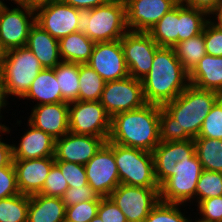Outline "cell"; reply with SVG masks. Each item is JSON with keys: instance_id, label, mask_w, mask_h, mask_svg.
Returning <instances> with one entry per match:
<instances>
[{"instance_id": "cell-1", "label": "cell", "mask_w": 222, "mask_h": 222, "mask_svg": "<svg viewBox=\"0 0 222 222\" xmlns=\"http://www.w3.org/2000/svg\"><path fill=\"white\" fill-rule=\"evenodd\" d=\"M220 97L217 92L189 84L173 101L161 106L160 141H185L198 137L205 118Z\"/></svg>"}, {"instance_id": "cell-2", "label": "cell", "mask_w": 222, "mask_h": 222, "mask_svg": "<svg viewBox=\"0 0 222 222\" xmlns=\"http://www.w3.org/2000/svg\"><path fill=\"white\" fill-rule=\"evenodd\" d=\"M160 109V105L147 103L141 108L114 115L108 141L152 153L161 142Z\"/></svg>"}, {"instance_id": "cell-3", "label": "cell", "mask_w": 222, "mask_h": 222, "mask_svg": "<svg viewBox=\"0 0 222 222\" xmlns=\"http://www.w3.org/2000/svg\"><path fill=\"white\" fill-rule=\"evenodd\" d=\"M147 103L163 106L189 85V73L176 57L173 47H159L149 73L141 80Z\"/></svg>"}, {"instance_id": "cell-4", "label": "cell", "mask_w": 222, "mask_h": 222, "mask_svg": "<svg viewBox=\"0 0 222 222\" xmlns=\"http://www.w3.org/2000/svg\"><path fill=\"white\" fill-rule=\"evenodd\" d=\"M77 27L95 43L120 40L129 31L125 1L112 0L90 10L78 9Z\"/></svg>"}, {"instance_id": "cell-5", "label": "cell", "mask_w": 222, "mask_h": 222, "mask_svg": "<svg viewBox=\"0 0 222 222\" xmlns=\"http://www.w3.org/2000/svg\"><path fill=\"white\" fill-rule=\"evenodd\" d=\"M0 68L7 96L21 99L43 69L38 58L26 46L5 52Z\"/></svg>"}, {"instance_id": "cell-6", "label": "cell", "mask_w": 222, "mask_h": 222, "mask_svg": "<svg viewBox=\"0 0 222 222\" xmlns=\"http://www.w3.org/2000/svg\"><path fill=\"white\" fill-rule=\"evenodd\" d=\"M114 158L120 184L138 187H159L154 174L153 154L114 143Z\"/></svg>"}, {"instance_id": "cell-7", "label": "cell", "mask_w": 222, "mask_h": 222, "mask_svg": "<svg viewBox=\"0 0 222 222\" xmlns=\"http://www.w3.org/2000/svg\"><path fill=\"white\" fill-rule=\"evenodd\" d=\"M111 130V117L100 101L69 103V132L77 135L102 137L106 141Z\"/></svg>"}, {"instance_id": "cell-8", "label": "cell", "mask_w": 222, "mask_h": 222, "mask_svg": "<svg viewBox=\"0 0 222 222\" xmlns=\"http://www.w3.org/2000/svg\"><path fill=\"white\" fill-rule=\"evenodd\" d=\"M0 7V45L5 52L26 46L31 27L36 22L35 10L18 3Z\"/></svg>"}, {"instance_id": "cell-9", "label": "cell", "mask_w": 222, "mask_h": 222, "mask_svg": "<svg viewBox=\"0 0 222 222\" xmlns=\"http://www.w3.org/2000/svg\"><path fill=\"white\" fill-rule=\"evenodd\" d=\"M100 103L111 118L118 113L143 107L147 102L142 81L129 75L123 79L106 82Z\"/></svg>"}, {"instance_id": "cell-10", "label": "cell", "mask_w": 222, "mask_h": 222, "mask_svg": "<svg viewBox=\"0 0 222 222\" xmlns=\"http://www.w3.org/2000/svg\"><path fill=\"white\" fill-rule=\"evenodd\" d=\"M124 213L127 222H144L159 202V187L119 184L109 196Z\"/></svg>"}, {"instance_id": "cell-11", "label": "cell", "mask_w": 222, "mask_h": 222, "mask_svg": "<svg viewBox=\"0 0 222 222\" xmlns=\"http://www.w3.org/2000/svg\"><path fill=\"white\" fill-rule=\"evenodd\" d=\"M88 184L100 197H109L120 184L114 158V143L108 140L85 165Z\"/></svg>"}, {"instance_id": "cell-12", "label": "cell", "mask_w": 222, "mask_h": 222, "mask_svg": "<svg viewBox=\"0 0 222 222\" xmlns=\"http://www.w3.org/2000/svg\"><path fill=\"white\" fill-rule=\"evenodd\" d=\"M129 75L142 80L150 71L160 47L148 32L128 31L120 39Z\"/></svg>"}, {"instance_id": "cell-13", "label": "cell", "mask_w": 222, "mask_h": 222, "mask_svg": "<svg viewBox=\"0 0 222 222\" xmlns=\"http://www.w3.org/2000/svg\"><path fill=\"white\" fill-rule=\"evenodd\" d=\"M202 171V164L195 154L187 165L159 186L160 201L181 204L182 206L193 202L192 200L195 201L196 185Z\"/></svg>"}, {"instance_id": "cell-14", "label": "cell", "mask_w": 222, "mask_h": 222, "mask_svg": "<svg viewBox=\"0 0 222 222\" xmlns=\"http://www.w3.org/2000/svg\"><path fill=\"white\" fill-rule=\"evenodd\" d=\"M154 174L160 186L166 179L189 163L196 154L194 139L175 142H160L152 151Z\"/></svg>"}, {"instance_id": "cell-15", "label": "cell", "mask_w": 222, "mask_h": 222, "mask_svg": "<svg viewBox=\"0 0 222 222\" xmlns=\"http://www.w3.org/2000/svg\"><path fill=\"white\" fill-rule=\"evenodd\" d=\"M87 64L94 69L105 82L119 80L129 76L120 40L95 43Z\"/></svg>"}, {"instance_id": "cell-16", "label": "cell", "mask_w": 222, "mask_h": 222, "mask_svg": "<svg viewBox=\"0 0 222 222\" xmlns=\"http://www.w3.org/2000/svg\"><path fill=\"white\" fill-rule=\"evenodd\" d=\"M36 23L54 38L60 39L78 31V9L61 1L35 10Z\"/></svg>"}, {"instance_id": "cell-17", "label": "cell", "mask_w": 222, "mask_h": 222, "mask_svg": "<svg viewBox=\"0 0 222 222\" xmlns=\"http://www.w3.org/2000/svg\"><path fill=\"white\" fill-rule=\"evenodd\" d=\"M127 27L133 32H148L167 12L173 9L176 0H124Z\"/></svg>"}, {"instance_id": "cell-18", "label": "cell", "mask_w": 222, "mask_h": 222, "mask_svg": "<svg viewBox=\"0 0 222 222\" xmlns=\"http://www.w3.org/2000/svg\"><path fill=\"white\" fill-rule=\"evenodd\" d=\"M105 142L102 137L68 132L55 140L54 159L85 165Z\"/></svg>"}, {"instance_id": "cell-19", "label": "cell", "mask_w": 222, "mask_h": 222, "mask_svg": "<svg viewBox=\"0 0 222 222\" xmlns=\"http://www.w3.org/2000/svg\"><path fill=\"white\" fill-rule=\"evenodd\" d=\"M17 179V186L20 194H39L43 188L45 180L55 164L54 157H44L29 160L12 161Z\"/></svg>"}, {"instance_id": "cell-20", "label": "cell", "mask_w": 222, "mask_h": 222, "mask_svg": "<svg viewBox=\"0 0 222 222\" xmlns=\"http://www.w3.org/2000/svg\"><path fill=\"white\" fill-rule=\"evenodd\" d=\"M31 111L28 122L54 139L69 132L68 102L35 105Z\"/></svg>"}, {"instance_id": "cell-21", "label": "cell", "mask_w": 222, "mask_h": 222, "mask_svg": "<svg viewBox=\"0 0 222 222\" xmlns=\"http://www.w3.org/2000/svg\"><path fill=\"white\" fill-rule=\"evenodd\" d=\"M29 128L22 135L20 143L12 144L13 160H29L54 157L55 140L51 135L35 128L28 122Z\"/></svg>"}, {"instance_id": "cell-22", "label": "cell", "mask_w": 222, "mask_h": 222, "mask_svg": "<svg viewBox=\"0 0 222 222\" xmlns=\"http://www.w3.org/2000/svg\"><path fill=\"white\" fill-rule=\"evenodd\" d=\"M26 47L38 58L43 68H55L62 61L58 39L36 22L30 29Z\"/></svg>"}, {"instance_id": "cell-23", "label": "cell", "mask_w": 222, "mask_h": 222, "mask_svg": "<svg viewBox=\"0 0 222 222\" xmlns=\"http://www.w3.org/2000/svg\"><path fill=\"white\" fill-rule=\"evenodd\" d=\"M189 84L222 96V56L206 54L189 73Z\"/></svg>"}, {"instance_id": "cell-24", "label": "cell", "mask_w": 222, "mask_h": 222, "mask_svg": "<svg viewBox=\"0 0 222 222\" xmlns=\"http://www.w3.org/2000/svg\"><path fill=\"white\" fill-rule=\"evenodd\" d=\"M66 206L61 197L29 196L27 222H64Z\"/></svg>"}, {"instance_id": "cell-25", "label": "cell", "mask_w": 222, "mask_h": 222, "mask_svg": "<svg viewBox=\"0 0 222 222\" xmlns=\"http://www.w3.org/2000/svg\"><path fill=\"white\" fill-rule=\"evenodd\" d=\"M22 98L39 101L36 105L63 102L54 68H43Z\"/></svg>"}, {"instance_id": "cell-26", "label": "cell", "mask_w": 222, "mask_h": 222, "mask_svg": "<svg viewBox=\"0 0 222 222\" xmlns=\"http://www.w3.org/2000/svg\"><path fill=\"white\" fill-rule=\"evenodd\" d=\"M60 58L64 62L85 64L90 60L95 42L79 31L59 40Z\"/></svg>"}, {"instance_id": "cell-27", "label": "cell", "mask_w": 222, "mask_h": 222, "mask_svg": "<svg viewBox=\"0 0 222 222\" xmlns=\"http://www.w3.org/2000/svg\"><path fill=\"white\" fill-rule=\"evenodd\" d=\"M178 32L179 3L148 31L160 47H174L178 43Z\"/></svg>"}, {"instance_id": "cell-28", "label": "cell", "mask_w": 222, "mask_h": 222, "mask_svg": "<svg viewBox=\"0 0 222 222\" xmlns=\"http://www.w3.org/2000/svg\"><path fill=\"white\" fill-rule=\"evenodd\" d=\"M208 17L210 16L203 10L179 3L178 43L202 33Z\"/></svg>"}, {"instance_id": "cell-29", "label": "cell", "mask_w": 222, "mask_h": 222, "mask_svg": "<svg viewBox=\"0 0 222 222\" xmlns=\"http://www.w3.org/2000/svg\"><path fill=\"white\" fill-rule=\"evenodd\" d=\"M54 70L63 102L78 101L79 63L61 61Z\"/></svg>"}, {"instance_id": "cell-30", "label": "cell", "mask_w": 222, "mask_h": 222, "mask_svg": "<svg viewBox=\"0 0 222 222\" xmlns=\"http://www.w3.org/2000/svg\"><path fill=\"white\" fill-rule=\"evenodd\" d=\"M173 48L175 50L176 57L184 69L190 73L199 61L207 54L204 41V29L199 35L183 40L177 43Z\"/></svg>"}, {"instance_id": "cell-31", "label": "cell", "mask_w": 222, "mask_h": 222, "mask_svg": "<svg viewBox=\"0 0 222 222\" xmlns=\"http://www.w3.org/2000/svg\"><path fill=\"white\" fill-rule=\"evenodd\" d=\"M194 143L203 170L222 173V140L194 138Z\"/></svg>"}, {"instance_id": "cell-32", "label": "cell", "mask_w": 222, "mask_h": 222, "mask_svg": "<svg viewBox=\"0 0 222 222\" xmlns=\"http://www.w3.org/2000/svg\"><path fill=\"white\" fill-rule=\"evenodd\" d=\"M106 82L87 63L79 64V93L80 101H100Z\"/></svg>"}, {"instance_id": "cell-33", "label": "cell", "mask_w": 222, "mask_h": 222, "mask_svg": "<svg viewBox=\"0 0 222 222\" xmlns=\"http://www.w3.org/2000/svg\"><path fill=\"white\" fill-rule=\"evenodd\" d=\"M29 196L17 194L0 199V222H27Z\"/></svg>"}, {"instance_id": "cell-34", "label": "cell", "mask_w": 222, "mask_h": 222, "mask_svg": "<svg viewBox=\"0 0 222 222\" xmlns=\"http://www.w3.org/2000/svg\"><path fill=\"white\" fill-rule=\"evenodd\" d=\"M219 196H222V173L203 170L196 185V202Z\"/></svg>"}, {"instance_id": "cell-35", "label": "cell", "mask_w": 222, "mask_h": 222, "mask_svg": "<svg viewBox=\"0 0 222 222\" xmlns=\"http://www.w3.org/2000/svg\"><path fill=\"white\" fill-rule=\"evenodd\" d=\"M181 204L159 202L152 208L144 222H190L181 212Z\"/></svg>"}, {"instance_id": "cell-36", "label": "cell", "mask_w": 222, "mask_h": 222, "mask_svg": "<svg viewBox=\"0 0 222 222\" xmlns=\"http://www.w3.org/2000/svg\"><path fill=\"white\" fill-rule=\"evenodd\" d=\"M196 138L222 140V96L212 106Z\"/></svg>"}, {"instance_id": "cell-37", "label": "cell", "mask_w": 222, "mask_h": 222, "mask_svg": "<svg viewBox=\"0 0 222 222\" xmlns=\"http://www.w3.org/2000/svg\"><path fill=\"white\" fill-rule=\"evenodd\" d=\"M99 203L90 200L66 207L65 222H90L98 214Z\"/></svg>"}, {"instance_id": "cell-38", "label": "cell", "mask_w": 222, "mask_h": 222, "mask_svg": "<svg viewBox=\"0 0 222 222\" xmlns=\"http://www.w3.org/2000/svg\"><path fill=\"white\" fill-rule=\"evenodd\" d=\"M68 188V183L61 173L60 168L54 164L39 194L45 196L62 197Z\"/></svg>"}, {"instance_id": "cell-39", "label": "cell", "mask_w": 222, "mask_h": 222, "mask_svg": "<svg viewBox=\"0 0 222 222\" xmlns=\"http://www.w3.org/2000/svg\"><path fill=\"white\" fill-rule=\"evenodd\" d=\"M55 164L60 168L69 187L76 188L88 184L84 165L66 161H55Z\"/></svg>"}, {"instance_id": "cell-40", "label": "cell", "mask_w": 222, "mask_h": 222, "mask_svg": "<svg viewBox=\"0 0 222 222\" xmlns=\"http://www.w3.org/2000/svg\"><path fill=\"white\" fill-rule=\"evenodd\" d=\"M205 49L208 55L222 56V28L211 21L204 26Z\"/></svg>"}, {"instance_id": "cell-41", "label": "cell", "mask_w": 222, "mask_h": 222, "mask_svg": "<svg viewBox=\"0 0 222 222\" xmlns=\"http://www.w3.org/2000/svg\"><path fill=\"white\" fill-rule=\"evenodd\" d=\"M196 206L203 222H222V196L201 200Z\"/></svg>"}, {"instance_id": "cell-42", "label": "cell", "mask_w": 222, "mask_h": 222, "mask_svg": "<svg viewBox=\"0 0 222 222\" xmlns=\"http://www.w3.org/2000/svg\"><path fill=\"white\" fill-rule=\"evenodd\" d=\"M61 198L66 207L83 201L101 200V197L89 184L76 188L69 187Z\"/></svg>"}, {"instance_id": "cell-43", "label": "cell", "mask_w": 222, "mask_h": 222, "mask_svg": "<svg viewBox=\"0 0 222 222\" xmlns=\"http://www.w3.org/2000/svg\"><path fill=\"white\" fill-rule=\"evenodd\" d=\"M20 194L13 163L0 168V199Z\"/></svg>"}, {"instance_id": "cell-44", "label": "cell", "mask_w": 222, "mask_h": 222, "mask_svg": "<svg viewBox=\"0 0 222 222\" xmlns=\"http://www.w3.org/2000/svg\"><path fill=\"white\" fill-rule=\"evenodd\" d=\"M98 215L103 222H127L124 213L110 197H101Z\"/></svg>"}, {"instance_id": "cell-45", "label": "cell", "mask_w": 222, "mask_h": 222, "mask_svg": "<svg viewBox=\"0 0 222 222\" xmlns=\"http://www.w3.org/2000/svg\"><path fill=\"white\" fill-rule=\"evenodd\" d=\"M11 128L7 126H2L0 128V168L8 166L12 161V144H8L6 142L2 141V133L6 135L5 133H10Z\"/></svg>"}, {"instance_id": "cell-46", "label": "cell", "mask_w": 222, "mask_h": 222, "mask_svg": "<svg viewBox=\"0 0 222 222\" xmlns=\"http://www.w3.org/2000/svg\"><path fill=\"white\" fill-rule=\"evenodd\" d=\"M220 0H179V3L205 11L209 16L216 9Z\"/></svg>"}, {"instance_id": "cell-47", "label": "cell", "mask_w": 222, "mask_h": 222, "mask_svg": "<svg viewBox=\"0 0 222 222\" xmlns=\"http://www.w3.org/2000/svg\"><path fill=\"white\" fill-rule=\"evenodd\" d=\"M60 1L67 5H71L74 8H77L79 10H82V9L90 10L97 6L109 3L112 0H60Z\"/></svg>"}, {"instance_id": "cell-48", "label": "cell", "mask_w": 222, "mask_h": 222, "mask_svg": "<svg viewBox=\"0 0 222 222\" xmlns=\"http://www.w3.org/2000/svg\"><path fill=\"white\" fill-rule=\"evenodd\" d=\"M10 1L11 2L14 1L13 3L25 5L29 8L36 10L37 8H39L41 6L51 4L52 2H57L60 0H10Z\"/></svg>"}, {"instance_id": "cell-49", "label": "cell", "mask_w": 222, "mask_h": 222, "mask_svg": "<svg viewBox=\"0 0 222 222\" xmlns=\"http://www.w3.org/2000/svg\"><path fill=\"white\" fill-rule=\"evenodd\" d=\"M7 93L5 90V83H4V78H3V73L0 68V119H2V114H1V109L5 108L8 105L7 102ZM1 121V120H0ZM1 126H4V124L0 123Z\"/></svg>"}, {"instance_id": "cell-50", "label": "cell", "mask_w": 222, "mask_h": 222, "mask_svg": "<svg viewBox=\"0 0 222 222\" xmlns=\"http://www.w3.org/2000/svg\"><path fill=\"white\" fill-rule=\"evenodd\" d=\"M210 15H215L214 17H212L213 20L211 19V21L222 28V0H220L216 9Z\"/></svg>"}, {"instance_id": "cell-51", "label": "cell", "mask_w": 222, "mask_h": 222, "mask_svg": "<svg viewBox=\"0 0 222 222\" xmlns=\"http://www.w3.org/2000/svg\"><path fill=\"white\" fill-rule=\"evenodd\" d=\"M4 55H5V51L3 50V48L0 45V67H1V63L4 58Z\"/></svg>"}, {"instance_id": "cell-52", "label": "cell", "mask_w": 222, "mask_h": 222, "mask_svg": "<svg viewBox=\"0 0 222 222\" xmlns=\"http://www.w3.org/2000/svg\"><path fill=\"white\" fill-rule=\"evenodd\" d=\"M90 222H103L99 215L97 214Z\"/></svg>"}, {"instance_id": "cell-53", "label": "cell", "mask_w": 222, "mask_h": 222, "mask_svg": "<svg viewBox=\"0 0 222 222\" xmlns=\"http://www.w3.org/2000/svg\"><path fill=\"white\" fill-rule=\"evenodd\" d=\"M192 221H193V220H190V222H192ZM194 222H203V221H201V220H199V219H198V220L195 219Z\"/></svg>"}, {"instance_id": "cell-54", "label": "cell", "mask_w": 222, "mask_h": 222, "mask_svg": "<svg viewBox=\"0 0 222 222\" xmlns=\"http://www.w3.org/2000/svg\"><path fill=\"white\" fill-rule=\"evenodd\" d=\"M3 1L4 0H0V7L4 4Z\"/></svg>"}]
</instances>
